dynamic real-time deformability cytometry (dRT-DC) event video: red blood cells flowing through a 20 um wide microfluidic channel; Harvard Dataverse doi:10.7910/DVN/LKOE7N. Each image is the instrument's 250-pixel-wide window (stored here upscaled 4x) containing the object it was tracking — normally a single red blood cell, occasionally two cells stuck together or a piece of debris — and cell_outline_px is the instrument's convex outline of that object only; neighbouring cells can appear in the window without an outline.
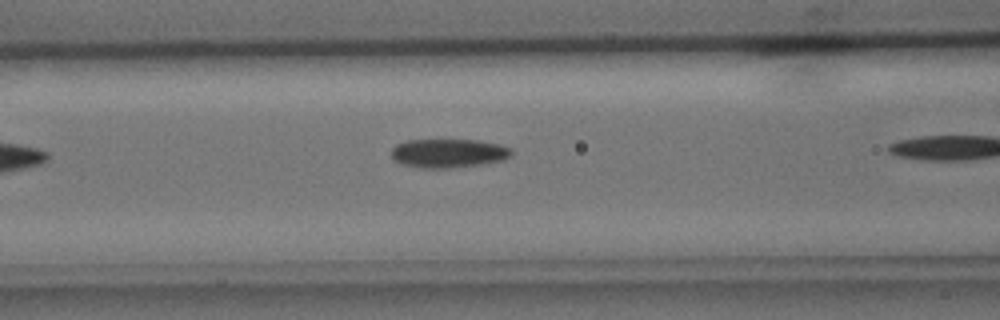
{"species": "common noctule bat (a hibernating species)", "species_latin": "Nyctalus noctula", "temperature_condition": "cold", "stored_images_in_passage": 5, "camera_frame_rate_fps": 3000, "um_per_image_px": 0.085, "animal": {"sex": "male", "body_mass_g": 15.6}, "frame": {"image": 1, "passage_image": 4, "time_ms": 1.0, "image_size_px": [1000, 320], "cell_outline_px": [[512, 152], [508, 156], [500, 160], [484, 164], [448, 168], [420, 168], [400, 164], [392, 160], [392, 148], [396, 144], [408, 140], [480, 140], [500, 144], [512, 148]], "centroid_in_image_um": [38.08, 13.02], "position_along_channel_um": 128.5, "area_um2": 20.29}}